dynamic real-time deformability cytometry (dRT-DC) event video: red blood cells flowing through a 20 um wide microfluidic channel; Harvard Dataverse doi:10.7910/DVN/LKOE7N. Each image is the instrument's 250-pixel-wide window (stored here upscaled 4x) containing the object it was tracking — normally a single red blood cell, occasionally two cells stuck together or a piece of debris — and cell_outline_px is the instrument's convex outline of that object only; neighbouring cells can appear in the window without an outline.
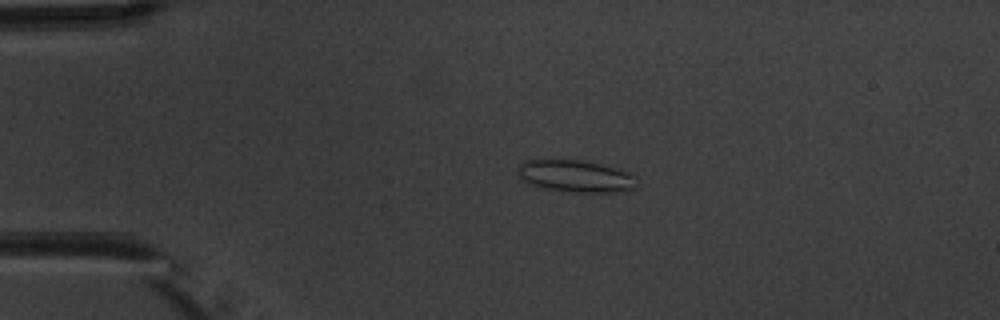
{"species": "common noctule bat (a hibernating species)", "species_latin": "Nyctalus noctula", "temperature_condition": "warm", "stored_images_in_passage": 3, "camera_frame_rate_fps": 3000, "um_per_image_px": 0.085, "animal": {"sex": "male", "body_mass_g": 20.1, "forearm_length_mm": 53.5}, "frame": {"image": 1, "passage_image": 2, "time_ms": 1.0, "image_size_px": [1000, 320], "cell_outline_px": [[636, 176], [632, 188], [612, 192], [568, 192], [528, 184], [520, 176], [520, 164], [524, 160], [580, 160], [600, 164], [628, 172]], "centroid_in_image_um": [48.91, 14.97], "position_along_channel_um": 36.1, "area_um2": 21.62}}